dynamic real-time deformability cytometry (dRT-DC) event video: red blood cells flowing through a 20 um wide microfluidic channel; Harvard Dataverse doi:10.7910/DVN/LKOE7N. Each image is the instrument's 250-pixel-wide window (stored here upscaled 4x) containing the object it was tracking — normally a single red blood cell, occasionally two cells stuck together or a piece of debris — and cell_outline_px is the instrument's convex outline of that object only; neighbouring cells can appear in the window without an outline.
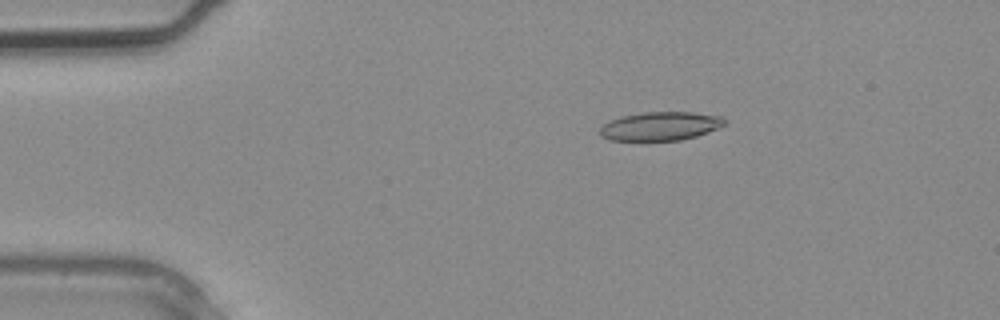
{"species": "common noctule bat (a hibernating species)", "species_latin": "Nyctalus noctula", "temperature_condition": "warm", "stored_images_in_passage": 4, "camera_frame_rate_fps": 3000, "um_per_image_px": 0.085, "animal": {"sex": "male", "body_mass_g": 20.4}, "frame": {"image": 1, "passage_image": 2, "time_ms": 0.333, "image_size_px": [1000, 320], "cell_outline_px": [[724, 124], [720, 128], [696, 136], [680, 140], [608, 140], [600, 136], [600, 128], [608, 120], [620, 116], [644, 112], [692, 112], [720, 116], [724, 120]], "centroid_in_image_um": [56.09, 10.72], "position_along_channel_um": 28.9, "area_um2": 20.81}}